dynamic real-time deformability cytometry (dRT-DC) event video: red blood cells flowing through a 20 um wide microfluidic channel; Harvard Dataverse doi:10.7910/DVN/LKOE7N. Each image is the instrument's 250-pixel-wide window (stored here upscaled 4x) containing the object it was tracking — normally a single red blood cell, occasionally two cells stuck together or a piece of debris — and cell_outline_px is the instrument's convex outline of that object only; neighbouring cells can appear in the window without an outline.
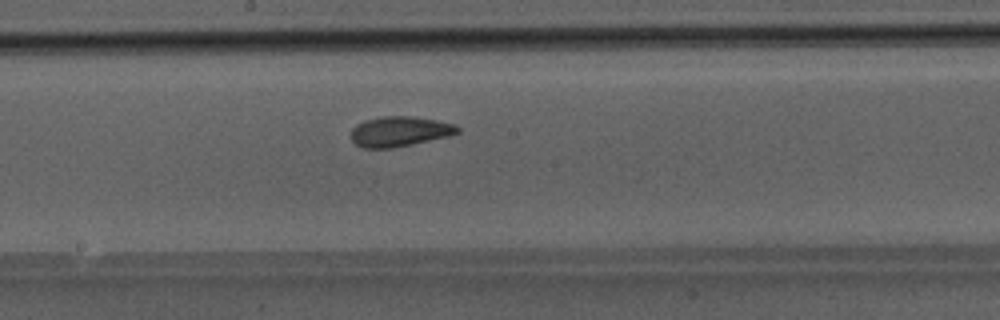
{"species": "Egyptian fruit bat (a non-hibernating species)", "species_latin": "Rousettus aegyptiacus", "temperature_condition": "room temperature", "stored_images_in_passage": 31, "camera_frame_rate_fps": 3000, "um_per_image_px": 0.085, "animal": {"sex": "male"}, "frame": {"image": 1, "passage_image": 14, "time_ms": 4.333, "image_size_px": [1000, 320], "cell_outline_px": [[460, 132], [448, 136], [412, 144], [392, 148], [364, 148], [352, 144], [348, 136], [352, 128], [356, 124], [364, 120], [380, 116], [412, 116], [436, 120], [456, 124], [460, 128]], "centroid_in_image_um": [33.9, 11.17], "position_along_channel_um": 214.3, "area_um2": 19.07}}
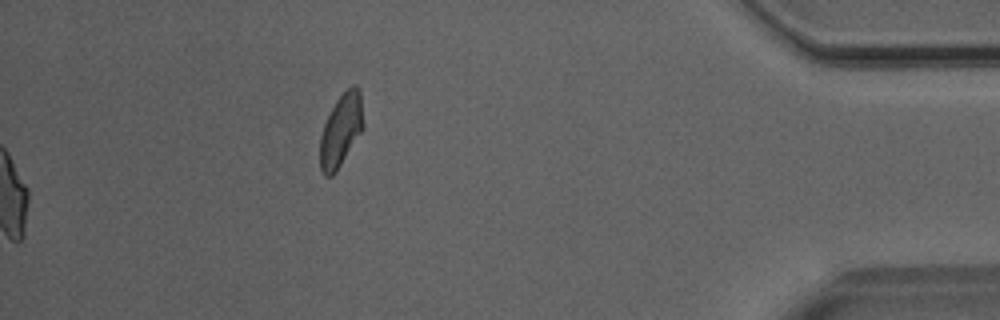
{"frame": {"image": 2, "passage_image": 31, "time_ms": 10.0, "image_size_px": [1000, 320], "cell_outline_px": [[364, 128], [336, 172], [332, 176], [324, 176], [320, 172], [320, 136], [324, 124], [336, 100], [352, 84], [356, 84], [360, 92], [364, 124]], "centroid_in_image_um": [28.98, 11.09], "position_along_channel_um": 406.2, "area_um2": 18.38}}